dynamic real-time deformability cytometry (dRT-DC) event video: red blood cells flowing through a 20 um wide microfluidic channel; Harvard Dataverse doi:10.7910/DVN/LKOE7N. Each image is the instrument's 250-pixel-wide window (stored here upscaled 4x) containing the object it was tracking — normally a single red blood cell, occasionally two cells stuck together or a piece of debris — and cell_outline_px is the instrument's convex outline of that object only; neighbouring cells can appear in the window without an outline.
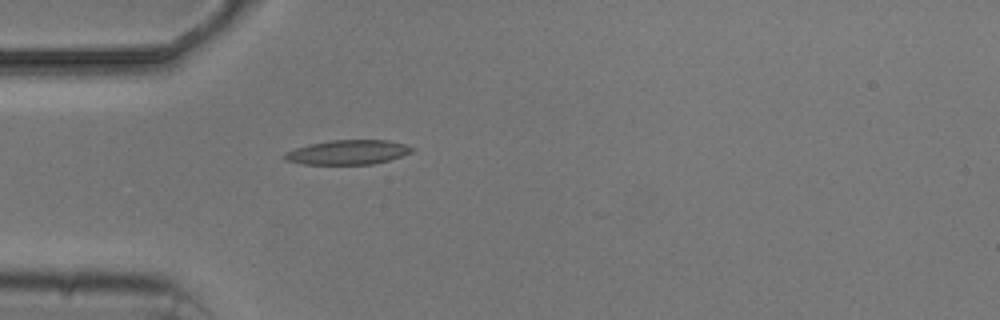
{"species": "common noctule bat (a hibernating species)", "species_latin": "Nyctalus noctula", "temperature_condition": "cold", "stored_images_in_passage": 2, "camera_frame_rate_fps": 3000, "um_per_image_px": 0.085, "animal": {"sex": "male", "body_mass_g": 20.5, "forearm_length_mm": 52.5}, "frame": {"image": 1, "passage_image": 2, "time_ms": 1.667, "image_size_px": [1000, 320], "cell_outline_px": [[416, 148], [412, 152], [388, 160], [372, 164], [304, 164], [284, 160], [280, 156], [284, 152], [308, 144], [332, 140], [388, 140], [404, 144]], "centroid_in_image_um": [29.52, 12.94], "position_along_channel_um": 55.5, "area_um2": 18.21}}